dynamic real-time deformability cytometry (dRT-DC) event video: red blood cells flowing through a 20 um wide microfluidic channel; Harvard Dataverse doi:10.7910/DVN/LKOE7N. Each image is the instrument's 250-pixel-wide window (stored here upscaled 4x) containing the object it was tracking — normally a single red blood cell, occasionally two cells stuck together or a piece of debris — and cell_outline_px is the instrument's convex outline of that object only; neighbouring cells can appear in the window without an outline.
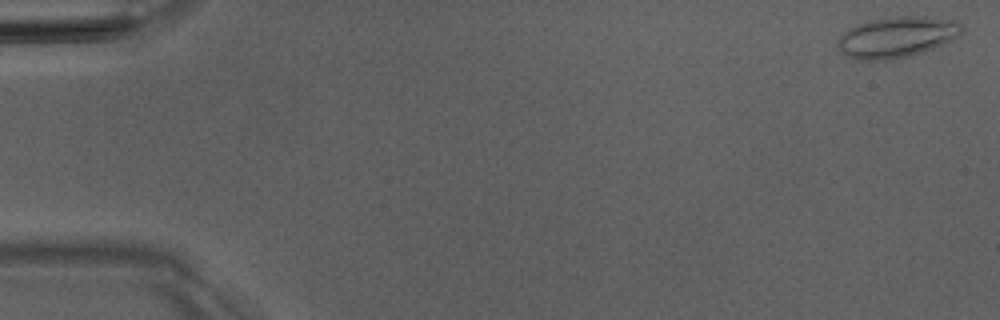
{"species": "Egyptian fruit bat (a non-hibernating species)", "species_latin": "Rousettus aegyptiacus", "temperature_condition": "room temperature", "stored_images_in_passage": 5, "camera_frame_rate_fps": 3000, "um_per_image_px": 0.085, "animal": {"sex": "male"}, "frame": {"image": 1, "passage_image": 1, "time_ms": 0.0, "image_size_px": [1000, 320], "cell_outline_px": [[964, 32], [960, 36], [952, 40], [932, 48], [908, 56], [892, 60], [860, 60], [848, 56], [840, 52], [836, 44], [840, 36], [848, 28], [872, 20], [900, 16], [924, 16], [956, 20], [964, 28]], "centroid_in_image_um": [76.25, 3.15], "position_along_channel_um": 8.7, "area_um2": 29.54}}